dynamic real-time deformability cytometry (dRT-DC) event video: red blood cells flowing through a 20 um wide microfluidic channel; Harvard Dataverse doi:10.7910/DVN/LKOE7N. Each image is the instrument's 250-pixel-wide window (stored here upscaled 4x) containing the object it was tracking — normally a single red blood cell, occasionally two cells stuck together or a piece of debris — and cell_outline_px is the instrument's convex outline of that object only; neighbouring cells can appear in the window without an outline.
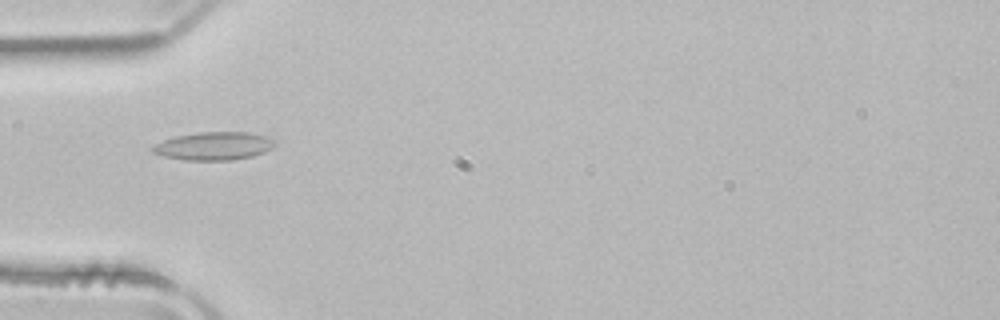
{"species": "common noctule bat (a hibernating species)", "species_latin": "Nyctalus noctula", "temperature_condition": "room temperature", "stored_images_in_passage": 51, "camera_frame_rate_fps": 3000, "um_per_image_px": 0.085, "animal": {"sex": "male", "body_mass_g": 21.5, "forearm_length_mm": 52.0}, "frame": {"image": 1, "passage_image": 16, "time_ms": 5.0, "image_size_px": [1000, 320], "cell_outline_px": [[276, 144], [272, 148], [264, 152], [252, 156], [232, 160], [184, 160], [164, 156], [152, 152], [152, 148], [156, 144], [164, 140], [176, 136], [200, 132], [248, 132], [264, 136], [276, 140]], "centroid_in_image_um": [18.21, 12.41], "position_along_channel_um": 66.8, "area_um2": 19.88}}
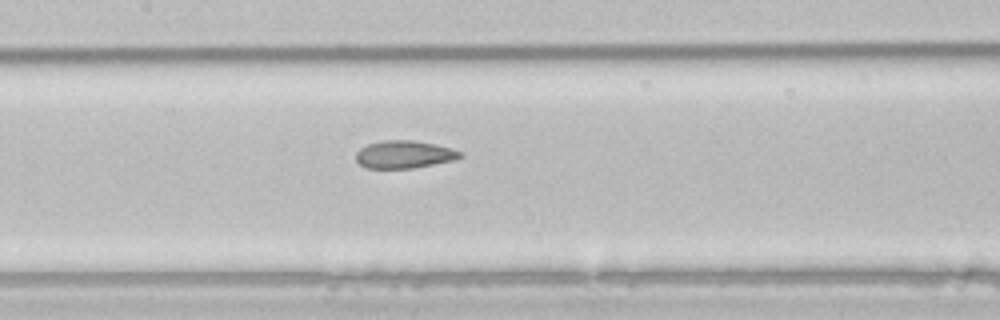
{"frame": {"image": 2, "passage_image": 24, "time_ms": 7.667, "image_size_px": [1000, 320], "cell_outline_px": [[464, 156], [452, 160], [412, 168], [368, 168], [360, 164], [356, 160], [356, 152], [360, 148], [368, 144], [384, 140], [416, 140], [436, 144], [452, 148], [464, 152]], "centroid_in_image_um": [34.38, 13.11], "position_along_channel_um": 173.0, "area_um2": 16.82}}
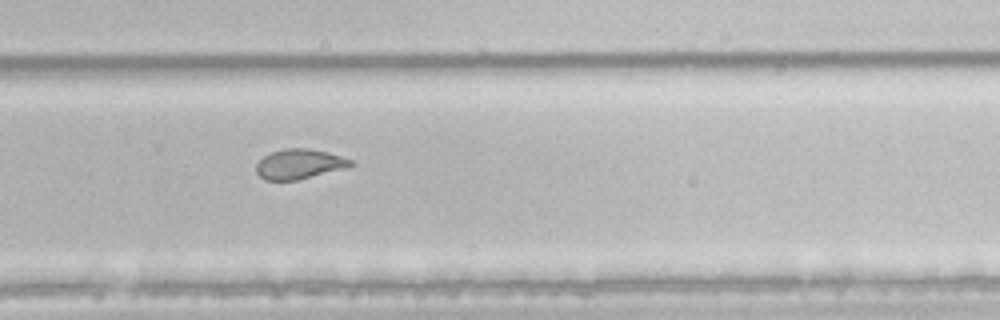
{"frame": {"image": 3, "passage_image": 34, "time_ms": 11.0, "image_size_px": [1000, 320], "cell_outline_px": [[356, 164], [344, 168], [296, 180], [264, 180], [256, 172], [256, 164], [264, 156], [272, 152], [284, 148], [308, 148], [328, 152], [352, 160]], "centroid_in_image_um": [25.43, 13.93], "position_along_channel_um": 304.4, "area_um2": 16.3}, "authors_computed_cell_mechanics": {"area_um2": 19.8832, "velocity_mm_per_s": 3.9659, "shape_relaxation_time_tau1_ms": 9.8142, "shape_relaxation_time_tau2_ms": 1.4235, "deformation_change_tau1": 0.2136, "deformation_change_tau2": 0.0697}}